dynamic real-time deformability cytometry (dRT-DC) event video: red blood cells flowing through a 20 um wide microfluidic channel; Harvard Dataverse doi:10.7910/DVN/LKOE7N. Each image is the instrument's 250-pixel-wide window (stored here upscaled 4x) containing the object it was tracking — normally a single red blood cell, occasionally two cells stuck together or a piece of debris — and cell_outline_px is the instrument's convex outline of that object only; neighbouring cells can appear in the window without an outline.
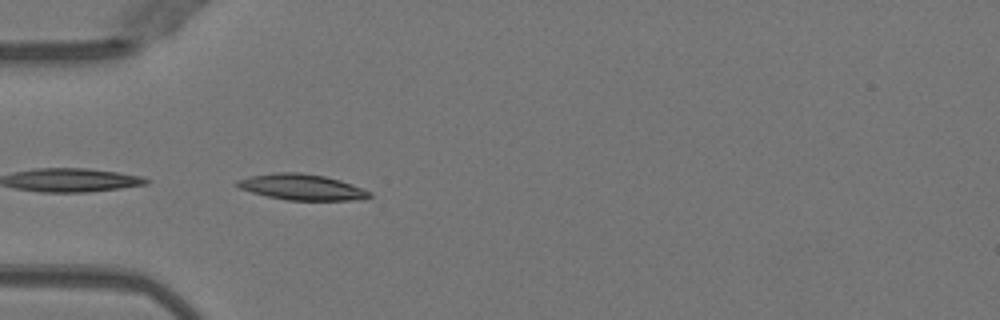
{"species": "Egyptian fruit bat (a non-hibernating species)", "species_latin": "Rousettus aegyptiacus", "temperature_condition": "warm", "stored_images_in_passage": 5, "camera_frame_rate_fps": 3000, "um_per_image_px": 0.085, "animal": {"sex": "female"}, "frame": {"image": 1, "passage_image": 1, "time_ms": 0.0, "image_size_px": [1000, 320], "cell_outline_px": [[372, 196], [368, 200], [288, 200], [268, 196], [252, 192], [240, 188], [236, 184], [236, 180], [252, 176], [272, 172], [300, 172], [324, 176], [340, 180], [352, 184], [372, 192]], "centroid_in_image_um": [25.72, 15.9], "position_along_channel_um": 59.3, "area_um2": 20.0}}